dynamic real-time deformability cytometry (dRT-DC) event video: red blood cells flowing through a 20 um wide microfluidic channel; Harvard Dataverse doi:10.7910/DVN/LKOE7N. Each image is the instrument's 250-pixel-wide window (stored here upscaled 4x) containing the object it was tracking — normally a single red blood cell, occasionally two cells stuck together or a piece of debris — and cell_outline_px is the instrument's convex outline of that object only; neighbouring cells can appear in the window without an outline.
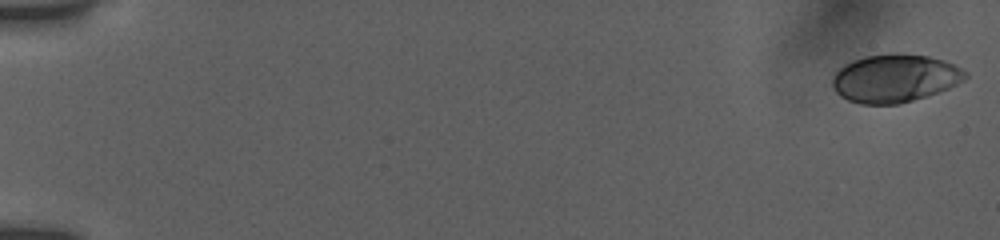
{"species": "human", "species_latin": "Homo sapiens", "temperature_condition": "room temperature", "stored_images_in_passage": 40, "camera_frame_rate_fps": 3000, "um_per_image_px": 0.085, "donor": {"sex": "female"}, "frame": {"image": 1, "passage_image": 1, "time_ms": 0.0, "image_size_px": [1000, 240], "cell_outline_px": [[968, 76], [964, 80], [948, 88], [928, 96], [900, 104], [860, 104], [848, 100], [840, 96], [832, 88], [832, 76], [844, 64], [852, 60], [864, 56], [892, 52], [896, 52], [928, 56], [944, 60], [956, 64], [968, 72]], "centroid_in_image_um": [76.06, 6.64], "position_along_channel_um": 8.9, "area_um2": 37.8}}
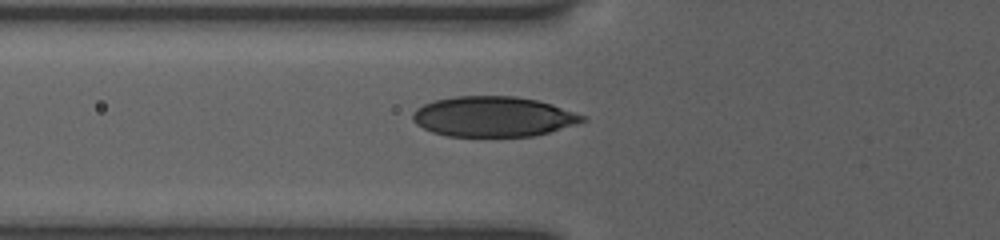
{"frame": {"image": 2, "passage_image": 28, "time_ms": 6.667, "image_size_px": [1000, 240], "cell_outline_px": [[588, 120], [576, 124], [548, 132], [532, 136], [448, 136], [432, 132], [416, 124], [412, 120], [412, 112], [416, 108], [432, 100], [456, 96], [516, 96], [536, 100], [552, 104], [588, 116]], "centroid_in_image_um": [41.93, 9.9], "position_along_channel_um": 83.9, "area_um2": 39.94}}
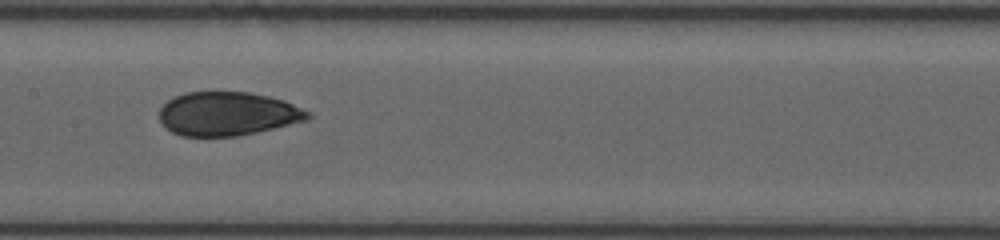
{"frame": {"image": 3, "passage_image": 39, "time_ms": 9.333, "image_size_px": [1000, 240], "cell_outline_px": [[312, 116], [308, 120], [256, 132], [236, 136], [180, 136], [172, 132], [160, 120], [160, 108], [168, 100], [184, 92], [248, 92], [268, 96], [284, 100], [308, 112]], "centroid_in_image_um": [19.34, 9.67], "position_along_channel_um": 188.1, "area_um2": 37.57}}